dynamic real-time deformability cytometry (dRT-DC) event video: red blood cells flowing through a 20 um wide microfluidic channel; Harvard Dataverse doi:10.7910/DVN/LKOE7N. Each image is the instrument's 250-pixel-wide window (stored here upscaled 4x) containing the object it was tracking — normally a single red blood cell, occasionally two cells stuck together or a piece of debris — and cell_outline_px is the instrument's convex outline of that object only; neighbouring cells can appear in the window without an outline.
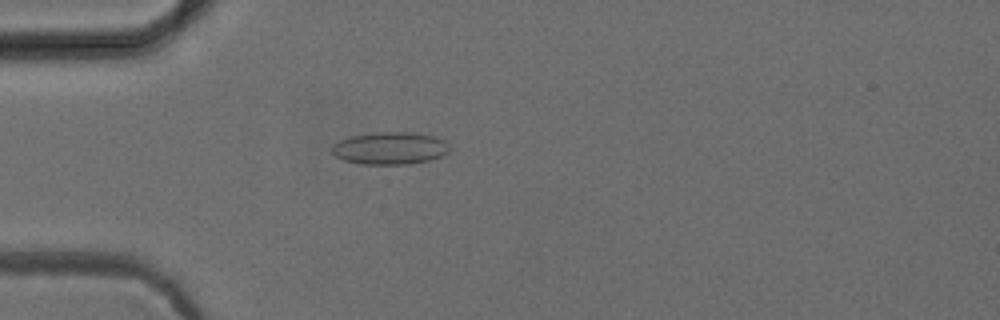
{"species": "common noctule bat (a hibernating species)", "species_latin": "Nyctalus noctula", "temperature_condition": "cold", "stored_images_in_passage": 52, "camera_frame_rate_fps": 3000, "um_per_image_px": 0.085, "animal": {"sex": "female", "body_mass_g": 24.6, "forearm_length_mm": 56.2}, "frame": {"image": 1, "passage_image": 15, "time_ms": 4.667, "image_size_px": [1000, 320], "cell_outline_px": [[448, 152], [444, 156], [428, 160], [408, 164], [360, 164], [344, 160], [336, 156], [332, 152], [332, 144], [340, 140], [352, 136], [372, 132], [416, 132], [436, 136], [444, 140], [448, 144]], "centroid_in_image_um": [33.16, 12.59], "position_along_channel_um": 51.8, "area_um2": 22.37}}
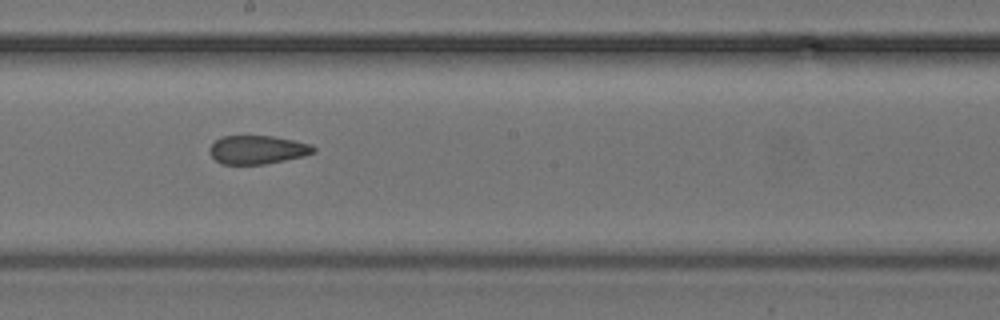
{"frame": {"image": 2, "passage_image": 29, "time_ms": 9.333, "image_size_px": [1000, 320], "cell_outline_px": [[316, 152], [304, 156], [264, 164], [220, 164], [208, 152], [208, 148], [216, 140], [224, 136], [272, 136], [312, 144], [316, 148]], "centroid_in_image_um": [21.89, 12.73], "position_along_channel_um": 226.3, "area_um2": 17.28}}
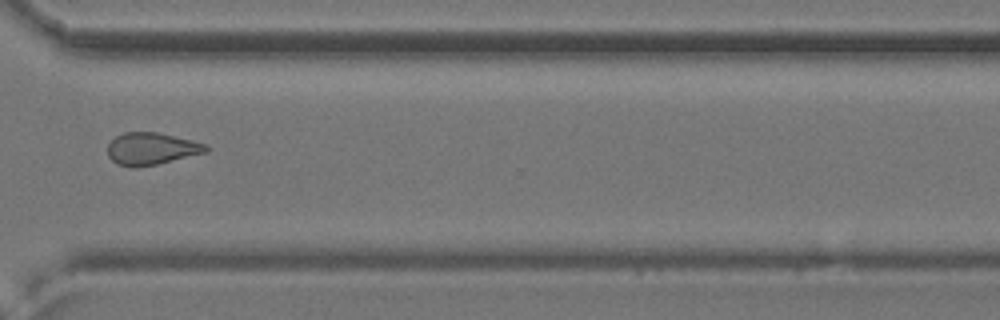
{"frame": {"image": 3, "passage_image": 39, "time_ms": 12.667, "image_size_px": [1000, 320], "cell_outline_px": [[208, 152], [156, 164], [132, 168], [116, 164], [108, 156], [108, 144], [116, 136], [124, 132], [156, 132], [192, 140], [208, 144]], "centroid_in_image_um": [12.87, 12.64], "position_along_channel_um": 357.7, "area_um2": 18.44}, "authors_computed_cell_mechanics": {"area_um2": 18.785, "velocity_mm_per_s": 3.9521, "shape_relaxation_time_tau1_ms": null, "shape_relaxation_time_tau2_ms": 2.4213, "deformation_change_tau1": null, "deformation_change_tau2": 0.0968}}